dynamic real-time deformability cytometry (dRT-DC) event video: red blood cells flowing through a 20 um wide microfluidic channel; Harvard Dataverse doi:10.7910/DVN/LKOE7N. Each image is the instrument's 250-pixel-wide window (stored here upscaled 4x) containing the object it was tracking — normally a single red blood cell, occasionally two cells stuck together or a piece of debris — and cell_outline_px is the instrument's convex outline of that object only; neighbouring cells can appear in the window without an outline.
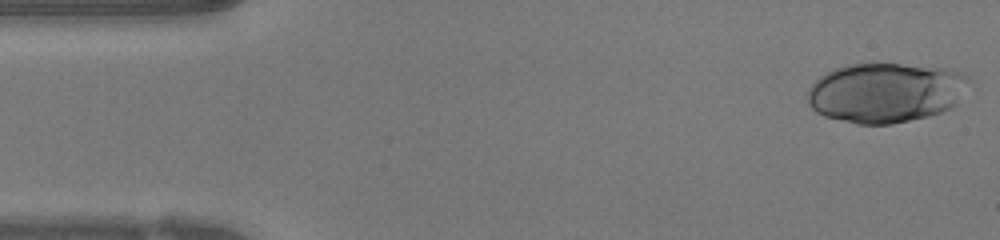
{"species": "human", "species_latin": "Homo sapiens", "temperature_condition": "warm", "stored_images_in_passage": 46, "camera_frame_rate_fps": 3000, "um_per_image_px": 0.085, "donor": {"sex": "female"}, "frame": {"image": 1, "passage_image": 1, "time_ms": 0.0, "image_size_px": [1000, 240], "cell_outline_px": [[972, 76], [956, 104], [952, 108], [928, 116], [892, 124], [856, 124], [824, 116], [816, 112], [808, 104], [808, 88], [820, 76], [832, 68], [848, 64], [900, 64], [944, 68], [964, 72]], "centroid_in_image_um": [75.28, 7.86], "position_along_channel_um": 9.7, "area_um2": 56.53}}
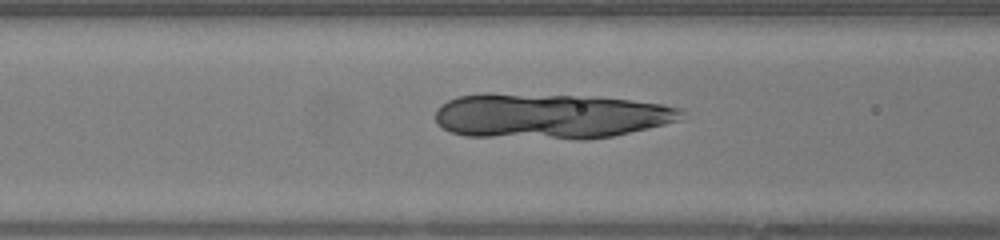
{"frame": {"image": 2, "passage_image": 17, "time_ms": 5.333, "image_size_px": [1000, 240], "cell_outline_px": [[684, 112], [680, 120], [648, 128], [612, 136], [588, 140], [576, 140], [464, 136], [452, 132], [436, 124], [436, 108], [440, 104], [456, 96], [484, 92], [488, 92], [596, 96], [632, 100], [664, 104], [680, 108]], "centroid_in_image_um": [46.73, 9.85], "position_along_channel_um": 119.9, "area_um2": 66.35}}
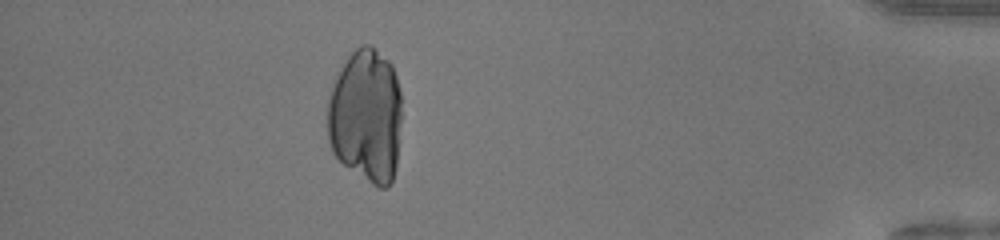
{"frame": {"image": 3, "passage_image": 41, "time_ms": 13.333, "image_size_px": [1000, 240], "cell_outline_px": [[400, 120], [396, 168], [392, 180], [388, 188], [380, 188], [372, 184], [344, 164], [332, 152], [328, 140], [328, 96], [332, 84], [340, 68], [348, 56], [360, 44], [372, 44], [392, 64], [396, 76], [400, 92]], "centroid_in_image_um": [31.1, 9.82], "position_along_channel_um": 404.1, "area_um2": 58.26}}